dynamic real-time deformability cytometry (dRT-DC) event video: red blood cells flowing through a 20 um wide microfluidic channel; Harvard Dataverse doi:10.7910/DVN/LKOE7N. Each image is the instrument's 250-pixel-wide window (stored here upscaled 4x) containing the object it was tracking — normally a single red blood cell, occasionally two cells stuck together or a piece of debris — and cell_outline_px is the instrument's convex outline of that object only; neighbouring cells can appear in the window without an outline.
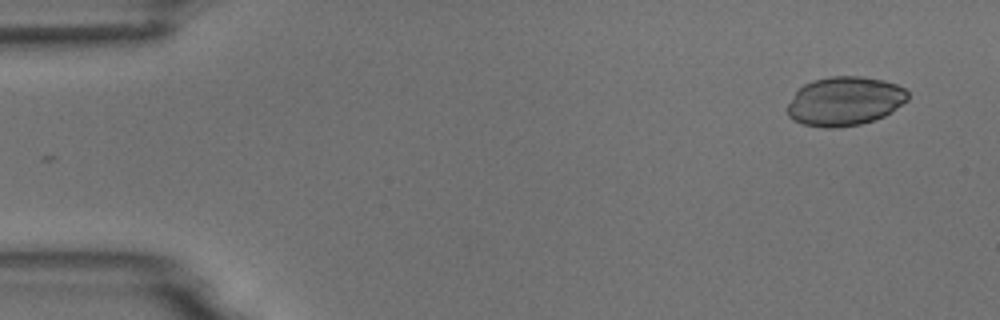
{"species": "common noctule bat (a hibernating species)", "species_latin": "Nyctalus noctula", "temperature_condition": "room temperature", "stored_images_in_passage": 6, "camera_frame_rate_fps": 3000, "um_per_image_px": 0.085, "animal": {"sex": "male", "body_mass_g": 18.8}, "frame": {"image": 1, "passage_image": 2, "time_ms": 1.0, "image_size_px": [1000, 320], "cell_outline_px": [[908, 100], [892, 112], [884, 116], [860, 124], [836, 128], [824, 128], [804, 124], [792, 120], [788, 116], [784, 108], [796, 92], [804, 84], [812, 80], [828, 76], [860, 76], [884, 80], [896, 84], [904, 88], [908, 92]], "centroid_in_image_um": [71.78, 8.6], "position_along_channel_um": 13.2, "area_um2": 34.74}}